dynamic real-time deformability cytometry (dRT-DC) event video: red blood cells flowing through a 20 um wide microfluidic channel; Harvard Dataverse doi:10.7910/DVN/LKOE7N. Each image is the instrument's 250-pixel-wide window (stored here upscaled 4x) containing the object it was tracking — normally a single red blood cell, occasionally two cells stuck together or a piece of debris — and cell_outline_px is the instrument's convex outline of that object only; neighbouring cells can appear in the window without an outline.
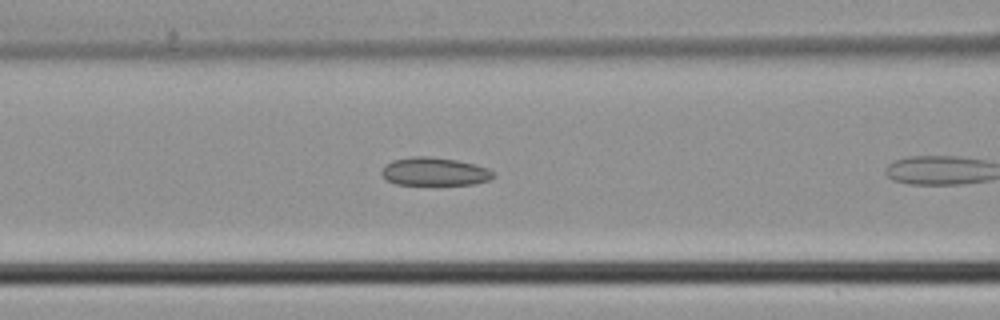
{"species": "common noctule bat (a hibernating species)", "species_latin": "Nyctalus noctula", "temperature_condition": "cold", "stored_images_in_passage": 8, "camera_frame_rate_fps": 3000, "um_per_image_px": 0.085, "animal": {"sex": "male", "body_mass_g": 21.5, "forearm_length_mm": 52.0}, "frame": {"image": 1, "passage_image": 7, "time_ms": 2.0, "image_size_px": [1000, 320], "cell_outline_px": [[496, 176], [488, 180], [472, 184], [396, 184], [388, 180], [380, 172], [384, 164], [392, 160], [412, 156], [428, 156], [456, 160], [476, 164], [488, 168], [496, 172]], "centroid_in_image_um": [36.95, 14.57], "position_along_channel_um": 129.7, "area_um2": 18.38}}